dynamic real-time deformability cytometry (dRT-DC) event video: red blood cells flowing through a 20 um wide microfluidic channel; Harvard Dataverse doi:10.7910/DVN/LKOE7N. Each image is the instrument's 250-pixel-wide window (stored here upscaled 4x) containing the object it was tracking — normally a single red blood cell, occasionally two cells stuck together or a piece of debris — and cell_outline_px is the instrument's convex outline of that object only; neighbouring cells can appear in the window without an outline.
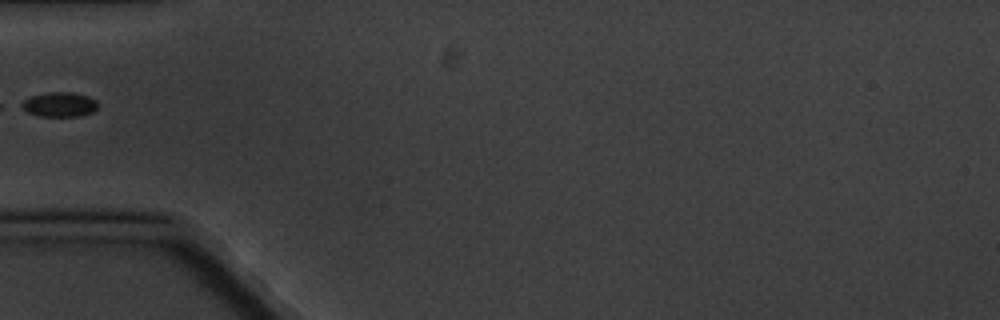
{"species": "common noctule bat (a hibernating species)", "species_latin": "Nyctalus noctula", "temperature_condition": "cold", "stored_images_in_passage": 5, "segment_of_instrument_passage": [2, 2], "camera_frame_rate_fps": 3000, "um_per_image_px": 0.085, "animal": {"sex": "male", "body_mass_g": 20.1, "forearm_length_mm": 53.5}, "frame": {"image": 1, "passage_image": 5, "time_ms": 4.667, "image_size_px": [1000, 320], "cell_outline_px": [[96, 108], [92, 112], [80, 116], [40, 116], [28, 112], [16, 104], [32, 96], [48, 92], [72, 92], [88, 96], [96, 100]], "centroid_in_image_um": [5.01, 8.88], "position_along_channel_um": 80.0, "area_um2": 10.92}}